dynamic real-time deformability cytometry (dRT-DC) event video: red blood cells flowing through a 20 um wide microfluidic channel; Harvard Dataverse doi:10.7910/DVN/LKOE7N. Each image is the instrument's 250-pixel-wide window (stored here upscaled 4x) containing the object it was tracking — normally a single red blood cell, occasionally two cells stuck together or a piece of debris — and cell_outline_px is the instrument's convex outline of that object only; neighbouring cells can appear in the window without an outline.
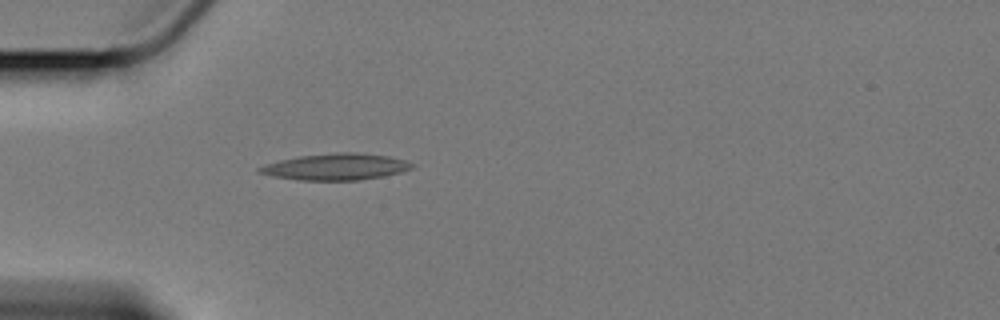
{"species": "Egyptian fruit bat (a non-hibernating species)", "species_latin": "Rousettus aegyptiacus", "temperature_condition": "cold", "stored_images_in_passage": 43, "camera_frame_rate_fps": 3000, "um_per_image_px": 0.085, "animal": {"sex": "female"}, "frame": {"image": 1, "passage_image": 1, "time_ms": 0.0, "image_size_px": [1000, 320], "cell_outline_px": [[416, 164], [412, 168], [400, 172], [384, 176], [360, 180], [300, 180], [272, 176], [260, 172], [256, 168], [280, 160], [300, 156], [340, 152], [352, 152], [388, 156], [404, 160]], "centroid_in_image_um": [28.58, 14.18], "position_along_channel_um": 56.4, "area_um2": 23.24}}
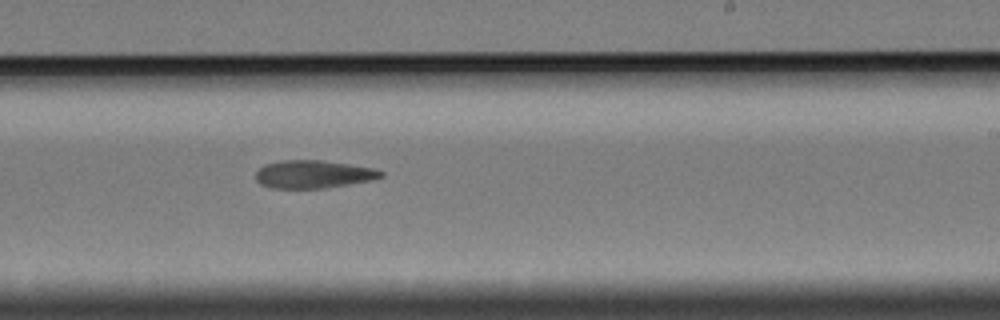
{"frame": {"image": 2, "passage_image": 20, "time_ms": 6.333, "image_size_px": [1000, 320], "cell_outline_px": [[384, 176], [372, 180], [324, 188], [272, 188], [260, 184], [256, 180], [256, 172], [264, 164], [280, 160], [320, 160], [348, 164], [372, 168], [384, 172]], "centroid_in_image_um": [26.61, 14.81], "position_along_channel_um": 262.4, "area_um2": 20.29}}
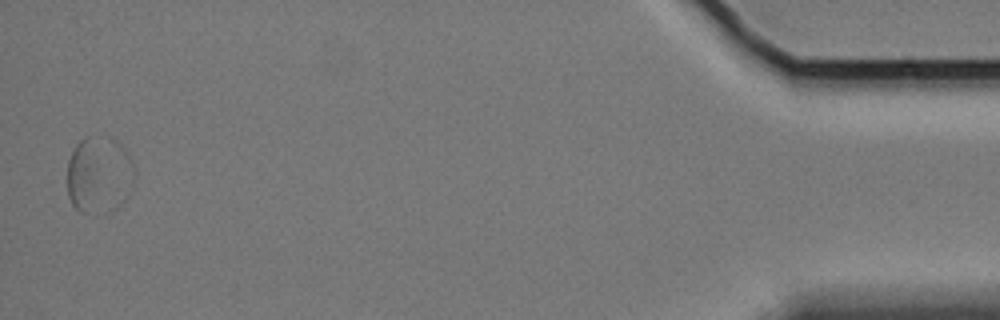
{"frame": {"image": 3, "passage_image": 42, "time_ms": 13.667, "image_size_px": [1000, 320], "cell_outline_px": [[136, 180], [128, 196], [116, 208], [108, 212], [104, 212], [104, 136], [108, 136], [116, 140], [128, 152], [136, 168]], "centroid_in_image_um": [9.94, 14.79], "position_along_channel_um": 425.3, "area_um2": 12.83}, "authors_computed_cell_mechanics": {"area_um2": 20.6924, "velocity_mm_per_s": 3.3553, "shape_relaxation_time_tau1_ms": 10.3694, "shape_relaxation_time_tau2_ms": null, "deformation_change_tau1": 0.1912, "deformation_change_tau2": null}}